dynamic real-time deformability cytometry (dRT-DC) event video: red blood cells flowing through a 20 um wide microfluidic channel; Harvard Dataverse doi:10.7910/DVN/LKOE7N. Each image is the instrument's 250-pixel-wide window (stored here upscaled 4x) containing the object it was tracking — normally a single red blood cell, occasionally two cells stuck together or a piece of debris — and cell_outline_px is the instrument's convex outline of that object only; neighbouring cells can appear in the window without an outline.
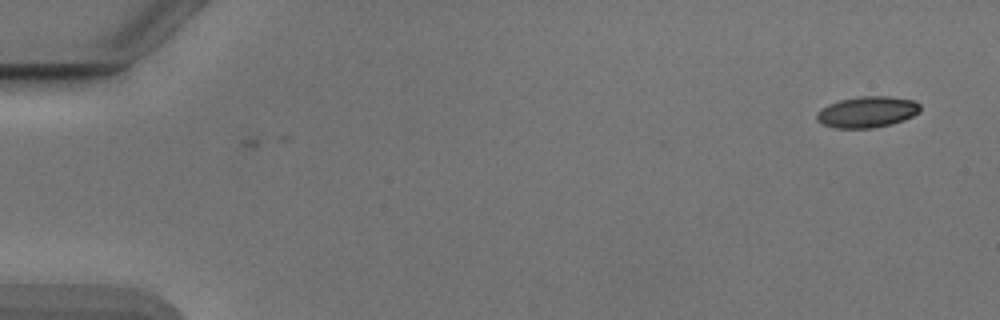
{"species": "Egyptian fruit bat (a non-hibernating species)", "species_latin": "Rousettus aegyptiacus", "temperature_condition": "cold", "stored_images_in_passage": 7, "camera_frame_rate_fps": 3000, "um_per_image_px": 0.085, "animal": {"sex": "male"}, "frame": {"image": 1, "passage_image": 7, "time_ms": 2.0, "image_size_px": [1000, 320], "cell_outline_px": [[920, 112], [904, 120], [892, 124], [872, 128], [836, 128], [824, 124], [816, 120], [816, 116], [828, 104], [840, 100], [860, 96], [888, 96], [916, 100], [920, 104]], "centroid_in_image_um": [73.77, 9.51], "position_along_channel_um": 11.2, "area_um2": 18.73}}